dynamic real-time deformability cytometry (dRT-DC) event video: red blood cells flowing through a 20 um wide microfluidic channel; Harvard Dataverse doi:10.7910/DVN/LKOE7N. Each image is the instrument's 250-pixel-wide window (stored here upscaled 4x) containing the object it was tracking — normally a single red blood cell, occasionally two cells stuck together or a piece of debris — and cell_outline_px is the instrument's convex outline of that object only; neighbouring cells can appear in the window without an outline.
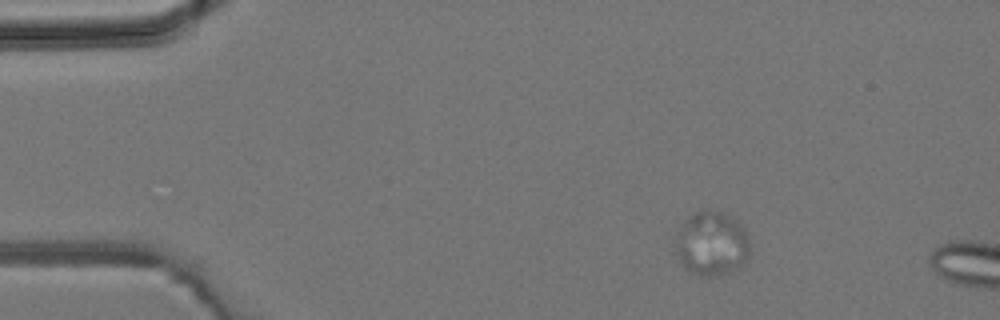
{"species": "common noctule bat (a hibernating species)", "species_latin": "Nyctalus noctula", "temperature_condition": "room temperature", "stored_images_in_passage": 2, "camera_frame_rate_fps": 3000, "um_per_image_px": 0.085, "animal": {"sex": "male", "body_mass_g": 19.2, "forearm_length_mm": 51.8}, "frame": {"image": 1, "passage_image": 1, "time_ms": 0.0, "image_size_px": [1000, 320], "cell_outline_px": [[748, 256], [744, 264], [724, 272], [708, 276], [700, 276], [684, 268], [676, 252], [676, 248], [680, 232], [688, 216], [704, 208], [716, 208], [732, 216], [744, 228], [748, 236]], "centroid_in_image_um": [60.52, 20.65], "position_along_channel_um": 24.5, "area_um2": 27.46}}